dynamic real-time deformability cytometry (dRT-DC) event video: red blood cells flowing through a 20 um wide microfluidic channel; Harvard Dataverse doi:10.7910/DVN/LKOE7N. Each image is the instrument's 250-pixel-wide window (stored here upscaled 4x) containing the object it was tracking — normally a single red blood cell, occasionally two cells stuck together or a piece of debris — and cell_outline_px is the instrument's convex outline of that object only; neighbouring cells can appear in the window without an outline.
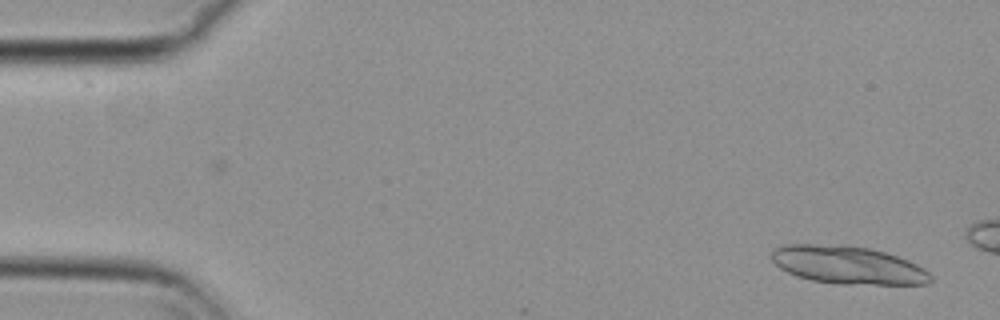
{"species": "common noctule bat (a hibernating species)", "species_latin": "Nyctalus noctula", "temperature_condition": "cold", "stored_images_in_passage": 4, "camera_frame_rate_fps": 3000, "um_per_image_px": 0.085, "animal": {"sex": "female", "body_mass_g": 29.2, "forearm_length_mm": 56.3}, "frame": {"image": 1, "passage_image": 2, "time_ms": 0.333, "image_size_px": [1000, 320], "cell_outline_px": [[932, 280], [928, 284], [836, 284], [812, 280], [796, 276], [780, 268], [772, 260], [772, 248], [780, 244], [840, 244], [868, 248], [884, 252], [908, 260], [924, 268], [932, 276]], "centroid_in_image_um": [72.04, 22.52], "position_along_channel_um": 13.0, "area_um2": 35.37}}